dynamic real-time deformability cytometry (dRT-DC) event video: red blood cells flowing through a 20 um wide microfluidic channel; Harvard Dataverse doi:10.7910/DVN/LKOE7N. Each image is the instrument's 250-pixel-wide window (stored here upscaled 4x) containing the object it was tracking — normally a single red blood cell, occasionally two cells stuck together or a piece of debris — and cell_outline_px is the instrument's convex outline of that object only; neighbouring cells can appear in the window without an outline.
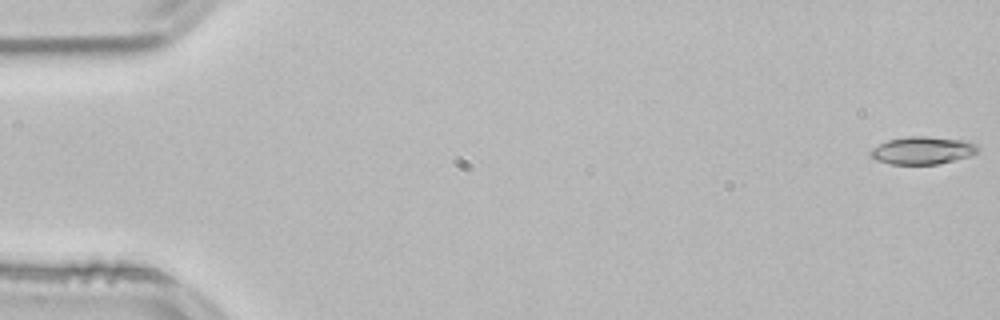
{"species": "common noctule bat (a hibernating species)", "species_latin": "Nyctalus noctula", "temperature_condition": "room temperature", "stored_images_in_passage": 53, "camera_frame_rate_fps": 3000, "um_per_image_px": 0.085, "animal": {"sex": "male", "body_mass_g": 21.5, "forearm_length_mm": 52.0}, "frame": {"image": 1, "passage_image": 1, "time_ms": 0.0, "image_size_px": [1000, 320], "cell_outline_px": [[976, 152], [968, 156], [936, 164], [888, 164], [876, 160], [868, 152], [872, 148], [888, 140], [908, 136], [924, 136], [960, 140], [972, 144], [976, 148]], "centroid_in_image_um": [78.3, 12.79], "position_along_channel_um": 6.7, "area_um2": 16.76}}
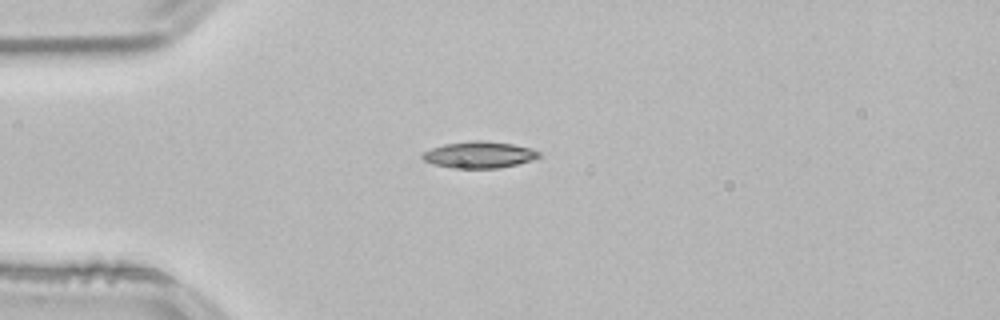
{"frame": {"image": 2, "passage_image": 14, "time_ms": 4.333, "image_size_px": [1000, 320], "cell_outline_px": [[540, 156], [532, 160], [516, 164], [496, 168], [452, 168], [432, 164], [424, 160], [420, 156], [424, 152], [432, 148], [444, 144], [476, 140], [484, 140], [512, 144], [532, 148], [540, 152]], "centroid_in_image_um": [40.72, 13.15], "position_along_channel_um": 44.3, "area_um2": 17.98}}
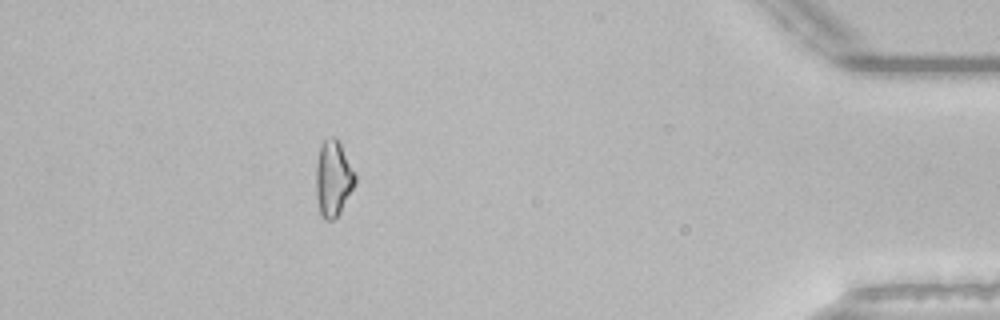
{"frame": {"image": 3, "passage_image": 48, "time_ms": 15.667, "image_size_px": [1000, 320], "cell_outline_px": [[356, 180], [340, 212], [332, 220], [324, 220], [320, 212], [316, 196], [316, 164], [320, 148], [324, 140], [332, 136], [340, 144], [356, 176]], "centroid_in_image_um": [28.3, 15.19], "position_along_channel_um": 406.9, "area_um2": 16.76}, "authors_computed_cell_mechanics": {"area_um2": 17.1088, "velocity_mm_per_s": 3.8395, "shape_relaxation_time_tau1_ms": 7.2274, "shape_relaxation_time_tau2_ms": null, "deformation_change_tau1": 0.1841, "deformation_change_tau2": null}}